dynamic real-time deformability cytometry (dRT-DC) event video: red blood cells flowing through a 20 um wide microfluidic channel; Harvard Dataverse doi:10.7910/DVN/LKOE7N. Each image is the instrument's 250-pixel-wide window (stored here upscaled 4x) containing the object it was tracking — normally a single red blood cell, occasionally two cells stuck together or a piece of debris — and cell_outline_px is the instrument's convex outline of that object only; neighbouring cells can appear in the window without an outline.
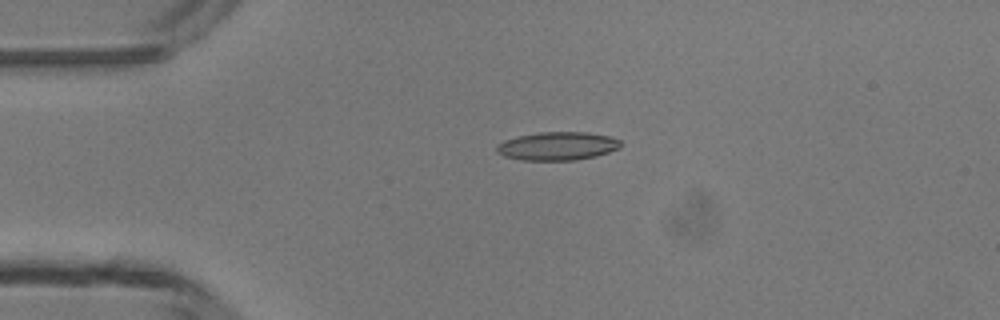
{"species": "common noctule bat (a hibernating species)", "species_latin": "Nyctalus noctula", "temperature_condition": "room temperature", "stored_images_in_passage": 5, "camera_frame_rate_fps": 3000, "um_per_image_px": 0.085, "animal": {"sex": "male", "body_mass_g": 13.3}, "frame": {"image": 1, "passage_image": 3, "time_ms": 3.0, "image_size_px": [1000, 320], "cell_outline_px": [[620, 148], [596, 156], [576, 160], [520, 160], [504, 156], [496, 152], [496, 148], [504, 140], [520, 136], [540, 132], [588, 132], [608, 136], [620, 140]], "centroid_in_image_um": [47.39, 12.42], "position_along_channel_um": 37.6, "area_um2": 20.35}}
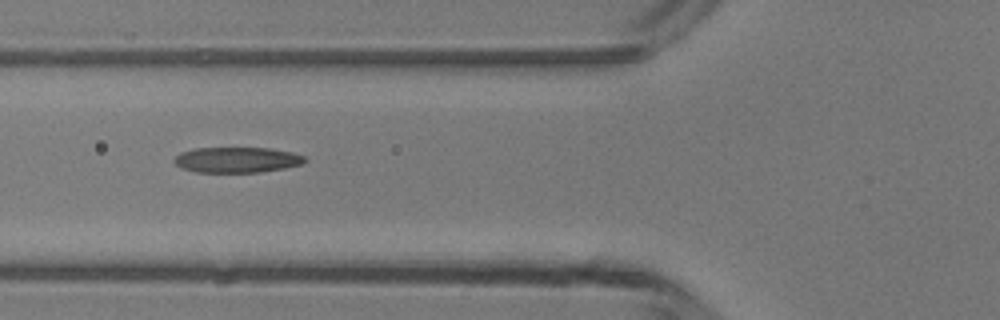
{"frame": {"image": 2, "passage_image": 5, "time_ms": 5.333, "image_size_px": [1000, 320], "cell_outline_px": [[308, 160], [300, 164], [284, 168], [260, 172], [196, 172], [180, 168], [172, 160], [180, 152], [196, 148], [272, 148], [292, 152], [304, 156]], "centroid_in_image_um": [20.12, 13.58], "position_along_channel_um": 105.7, "area_um2": 19.48}}